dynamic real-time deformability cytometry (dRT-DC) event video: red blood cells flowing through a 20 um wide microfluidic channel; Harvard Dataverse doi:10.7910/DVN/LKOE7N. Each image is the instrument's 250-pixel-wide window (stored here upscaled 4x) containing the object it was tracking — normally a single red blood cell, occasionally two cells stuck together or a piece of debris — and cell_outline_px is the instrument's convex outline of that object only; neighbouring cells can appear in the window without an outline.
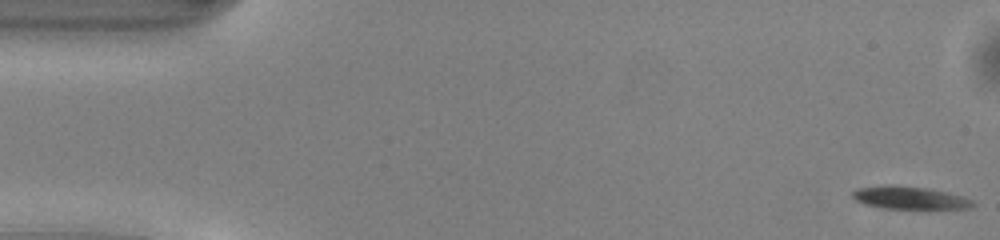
{"species": "common noctule bat (a hibernating species)", "species_latin": "Nyctalus noctula", "temperature_condition": "warm", "stored_images_in_passage": 49, "camera_frame_rate_fps": 3000, "um_per_image_px": 0.085, "animal": {"sex": "male", "body_mass_g": 13.0, "forearm_length_mm": 53.1}, "frame": {"image": 1, "passage_image": 1, "time_ms": 0.0, "image_size_px": [1000, 240], "cell_outline_px": [[976, 204], [972, 208], [928, 212], [884, 208], [864, 204], [856, 200], [852, 196], [852, 192], [856, 188], [888, 184], [892, 184], [928, 188], [960, 196], [972, 200]], "centroid_in_image_um": [77.39, 16.87], "position_along_channel_um": 7.6, "area_um2": 17.05}}
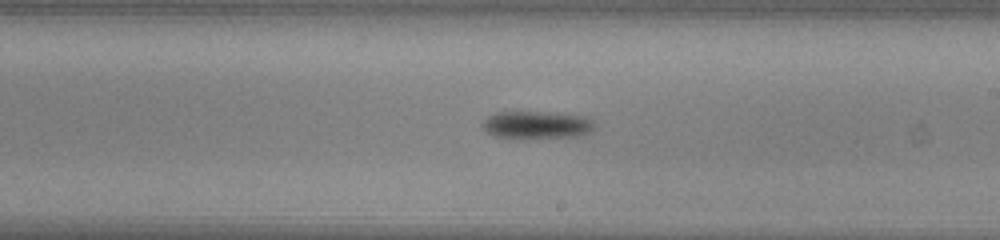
{"frame": {"image": 2, "passage_image": 28, "time_ms": 9.0, "image_size_px": [1000, 240], "cell_outline_px": [[596, 124], [592, 132], [584, 136], [524, 140], [496, 136], [488, 132], [480, 124], [488, 116], [496, 112], [540, 112], [584, 116], [592, 120]], "centroid_in_image_um": [45.66, 10.66], "position_along_channel_um": 243.3, "area_um2": 18.61}}
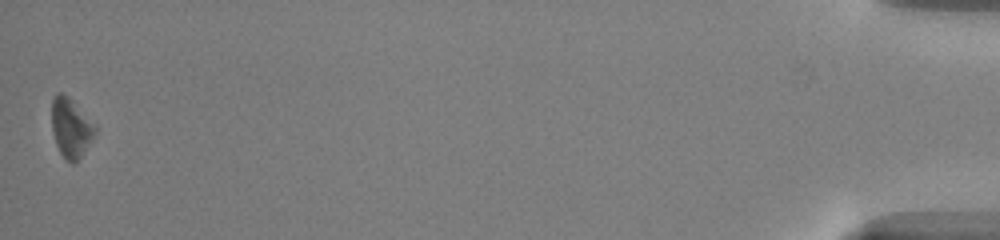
{"frame": {"image": 3, "passage_image": 49, "time_ms": 16.0, "image_size_px": [1000, 240], "cell_outline_px": [[96, 132], [80, 156], [72, 164], [60, 152], [56, 144], [52, 132], [52, 100], [56, 92], [60, 92], [68, 96], [96, 124]], "centroid_in_image_um": [6.01, 10.81], "position_along_channel_um": 429.2, "area_um2": 14.74}, "authors_computed_cell_mechanics": {"area_um2": 16.9932, "velocity_mm_per_s": 4.1245, "shape_relaxation_time_tau1_ms": 1.7887, "shape_relaxation_time_tau2_ms": null, "deformation_change_tau1": 0.1283, "deformation_change_tau2": null}}